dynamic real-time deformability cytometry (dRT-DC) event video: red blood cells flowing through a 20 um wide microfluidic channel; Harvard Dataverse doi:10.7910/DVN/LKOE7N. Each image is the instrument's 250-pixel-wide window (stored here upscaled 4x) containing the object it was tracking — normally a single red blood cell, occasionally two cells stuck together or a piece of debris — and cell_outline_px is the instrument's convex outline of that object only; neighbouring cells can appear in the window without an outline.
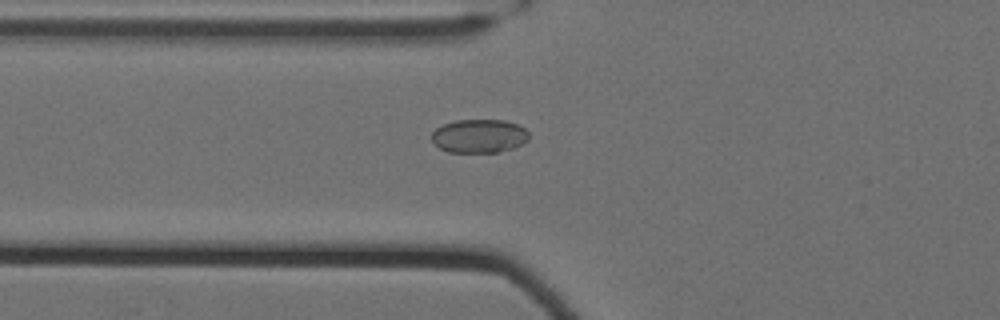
{"species": "Egyptian fruit bat (a non-hibernating species)", "species_latin": "Rousettus aegyptiacus", "temperature_condition": "cold", "stored_images_in_passage": 38, "camera_frame_rate_fps": 3000, "um_per_image_px": 0.085, "animal": {"sex": "female"}, "frame": {"image": 1, "passage_image": 2, "time_ms": 0.333, "image_size_px": [1000, 320], "cell_outline_px": [[528, 140], [512, 148], [496, 152], [448, 152], [440, 148], [432, 140], [432, 132], [436, 128], [444, 124], [456, 120], [504, 120], [516, 124], [524, 128], [528, 132]], "centroid_in_image_um": [40.71, 11.56], "position_along_channel_um": 85.1, "area_um2": 18.84}}
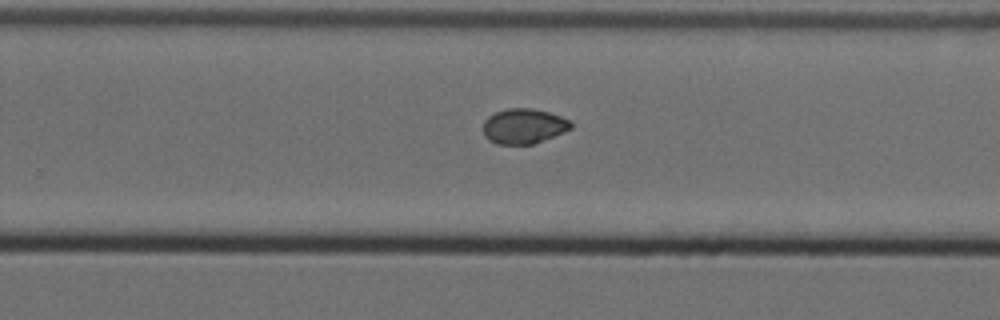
{"frame": {"image": 2, "passage_image": 19, "time_ms": 6.0, "image_size_px": [1000, 320], "cell_outline_px": [[572, 128], [564, 132], [532, 144], [496, 144], [488, 140], [484, 136], [484, 120], [488, 116], [496, 112], [508, 108], [532, 108], [548, 112], [572, 120]], "centroid_in_image_um": [44.52, 10.72], "position_along_channel_um": 285.3, "area_um2": 17.98}}
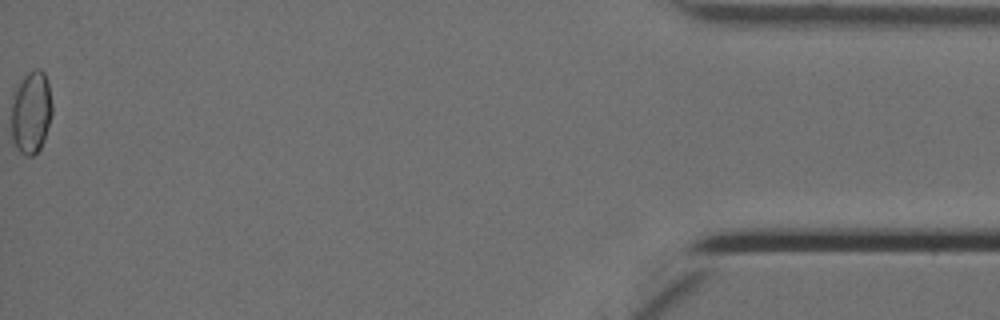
{"frame": {"image": 3, "passage_image": 38, "time_ms": 12.333, "image_size_px": [1000, 320], "cell_outline_px": [[52, 116], [44, 140], [40, 148], [32, 156], [24, 156], [16, 148], [12, 140], [12, 100], [24, 76], [28, 72], [36, 68], [40, 68], [44, 72], [48, 84], [52, 104]], "centroid_in_image_um": [2.66, 9.58], "position_along_channel_um": 432.5, "area_um2": 19.54}}